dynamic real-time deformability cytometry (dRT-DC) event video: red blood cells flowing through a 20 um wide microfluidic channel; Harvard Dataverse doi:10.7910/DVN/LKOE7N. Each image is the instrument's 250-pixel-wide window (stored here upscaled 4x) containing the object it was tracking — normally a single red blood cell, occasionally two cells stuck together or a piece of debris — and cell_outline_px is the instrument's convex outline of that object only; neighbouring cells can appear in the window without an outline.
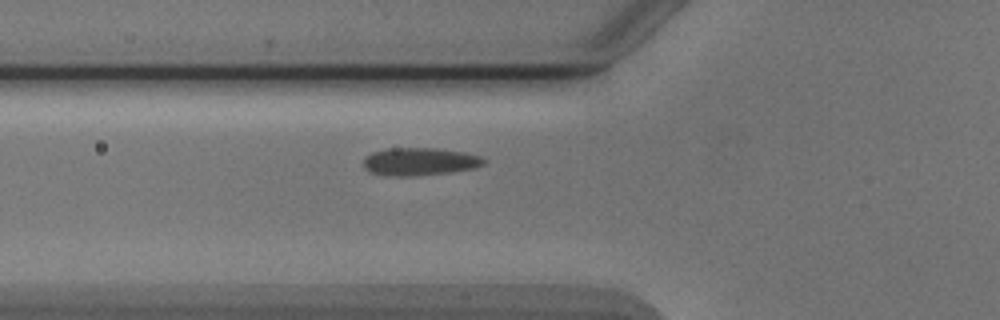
{"species": "Egyptian fruit bat (a non-hibernating species)", "species_latin": "Rousettus aegyptiacus", "temperature_condition": "cold", "stored_images_in_passage": 6, "camera_frame_rate_fps": 3000, "um_per_image_px": 0.085, "animal": {"sex": "male"}, "frame": {"image": 1, "passage_image": 6, "time_ms": 6.0, "image_size_px": [1000, 320], "cell_outline_px": [[488, 160], [484, 164], [476, 168], [452, 172], [416, 176], [384, 176], [372, 172], [364, 168], [364, 156], [372, 152], [388, 148], [436, 148], [464, 152], [480, 156]], "centroid_in_image_um": [35.69, 13.74], "position_along_channel_um": 90.1, "area_um2": 19.77}}